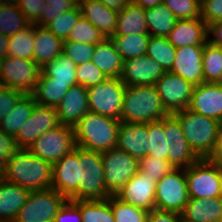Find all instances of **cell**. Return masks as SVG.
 I'll use <instances>...</instances> for the list:
<instances>
[{
	"instance_id": "5",
	"label": "cell",
	"mask_w": 222,
	"mask_h": 222,
	"mask_svg": "<svg viewBox=\"0 0 222 222\" xmlns=\"http://www.w3.org/2000/svg\"><path fill=\"white\" fill-rule=\"evenodd\" d=\"M78 160L79 190L69 200H105L110 197L106 190L101 153L78 146Z\"/></svg>"
},
{
	"instance_id": "57",
	"label": "cell",
	"mask_w": 222,
	"mask_h": 222,
	"mask_svg": "<svg viewBox=\"0 0 222 222\" xmlns=\"http://www.w3.org/2000/svg\"><path fill=\"white\" fill-rule=\"evenodd\" d=\"M103 4H105L108 8L113 10L121 11L130 0H99Z\"/></svg>"
},
{
	"instance_id": "60",
	"label": "cell",
	"mask_w": 222,
	"mask_h": 222,
	"mask_svg": "<svg viewBox=\"0 0 222 222\" xmlns=\"http://www.w3.org/2000/svg\"><path fill=\"white\" fill-rule=\"evenodd\" d=\"M179 222H193L192 220L187 219L182 214L179 213Z\"/></svg>"
},
{
	"instance_id": "46",
	"label": "cell",
	"mask_w": 222,
	"mask_h": 222,
	"mask_svg": "<svg viewBox=\"0 0 222 222\" xmlns=\"http://www.w3.org/2000/svg\"><path fill=\"white\" fill-rule=\"evenodd\" d=\"M95 45L76 41H63L62 53L69 57L77 66L91 61Z\"/></svg>"
},
{
	"instance_id": "37",
	"label": "cell",
	"mask_w": 222,
	"mask_h": 222,
	"mask_svg": "<svg viewBox=\"0 0 222 222\" xmlns=\"http://www.w3.org/2000/svg\"><path fill=\"white\" fill-rule=\"evenodd\" d=\"M202 63L204 83H222L221 46L208 41L204 45Z\"/></svg>"
},
{
	"instance_id": "4",
	"label": "cell",
	"mask_w": 222,
	"mask_h": 222,
	"mask_svg": "<svg viewBox=\"0 0 222 222\" xmlns=\"http://www.w3.org/2000/svg\"><path fill=\"white\" fill-rule=\"evenodd\" d=\"M181 124L183 134L194 153L201 158H208L214 149L219 127L217 120L184 109L173 113Z\"/></svg>"
},
{
	"instance_id": "49",
	"label": "cell",
	"mask_w": 222,
	"mask_h": 222,
	"mask_svg": "<svg viewBox=\"0 0 222 222\" xmlns=\"http://www.w3.org/2000/svg\"><path fill=\"white\" fill-rule=\"evenodd\" d=\"M30 24H37L43 18L45 0H13Z\"/></svg>"
},
{
	"instance_id": "9",
	"label": "cell",
	"mask_w": 222,
	"mask_h": 222,
	"mask_svg": "<svg viewBox=\"0 0 222 222\" xmlns=\"http://www.w3.org/2000/svg\"><path fill=\"white\" fill-rule=\"evenodd\" d=\"M106 190L115 195L139 170V160L117 147L101 153Z\"/></svg>"
},
{
	"instance_id": "44",
	"label": "cell",
	"mask_w": 222,
	"mask_h": 222,
	"mask_svg": "<svg viewBox=\"0 0 222 222\" xmlns=\"http://www.w3.org/2000/svg\"><path fill=\"white\" fill-rule=\"evenodd\" d=\"M177 19L201 18V0H163Z\"/></svg>"
},
{
	"instance_id": "53",
	"label": "cell",
	"mask_w": 222,
	"mask_h": 222,
	"mask_svg": "<svg viewBox=\"0 0 222 222\" xmlns=\"http://www.w3.org/2000/svg\"><path fill=\"white\" fill-rule=\"evenodd\" d=\"M17 149L14 137L0 129V164L4 166Z\"/></svg>"
},
{
	"instance_id": "24",
	"label": "cell",
	"mask_w": 222,
	"mask_h": 222,
	"mask_svg": "<svg viewBox=\"0 0 222 222\" xmlns=\"http://www.w3.org/2000/svg\"><path fill=\"white\" fill-rule=\"evenodd\" d=\"M147 123L120 122L116 147L140 160L147 156Z\"/></svg>"
},
{
	"instance_id": "27",
	"label": "cell",
	"mask_w": 222,
	"mask_h": 222,
	"mask_svg": "<svg viewBox=\"0 0 222 222\" xmlns=\"http://www.w3.org/2000/svg\"><path fill=\"white\" fill-rule=\"evenodd\" d=\"M222 213V197L189 198L183 212L193 222H218Z\"/></svg>"
},
{
	"instance_id": "20",
	"label": "cell",
	"mask_w": 222,
	"mask_h": 222,
	"mask_svg": "<svg viewBox=\"0 0 222 222\" xmlns=\"http://www.w3.org/2000/svg\"><path fill=\"white\" fill-rule=\"evenodd\" d=\"M203 49L204 45L176 48V56L170 72L180 75L194 86L204 83Z\"/></svg>"
},
{
	"instance_id": "41",
	"label": "cell",
	"mask_w": 222,
	"mask_h": 222,
	"mask_svg": "<svg viewBox=\"0 0 222 222\" xmlns=\"http://www.w3.org/2000/svg\"><path fill=\"white\" fill-rule=\"evenodd\" d=\"M81 16L80 7L77 5L75 8L60 14L56 19L47 23L45 27L56 37H59L62 41H66L72 28Z\"/></svg>"
},
{
	"instance_id": "45",
	"label": "cell",
	"mask_w": 222,
	"mask_h": 222,
	"mask_svg": "<svg viewBox=\"0 0 222 222\" xmlns=\"http://www.w3.org/2000/svg\"><path fill=\"white\" fill-rule=\"evenodd\" d=\"M175 168L168 161L160 158L145 156L139 160V170L146 176L160 180L164 175L169 174Z\"/></svg>"
},
{
	"instance_id": "3",
	"label": "cell",
	"mask_w": 222,
	"mask_h": 222,
	"mask_svg": "<svg viewBox=\"0 0 222 222\" xmlns=\"http://www.w3.org/2000/svg\"><path fill=\"white\" fill-rule=\"evenodd\" d=\"M168 115L154 85H126L121 121L137 124L149 123L160 121Z\"/></svg>"
},
{
	"instance_id": "19",
	"label": "cell",
	"mask_w": 222,
	"mask_h": 222,
	"mask_svg": "<svg viewBox=\"0 0 222 222\" xmlns=\"http://www.w3.org/2000/svg\"><path fill=\"white\" fill-rule=\"evenodd\" d=\"M187 109L222 123V83H201L194 86Z\"/></svg>"
},
{
	"instance_id": "7",
	"label": "cell",
	"mask_w": 222,
	"mask_h": 222,
	"mask_svg": "<svg viewBox=\"0 0 222 222\" xmlns=\"http://www.w3.org/2000/svg\"><path fill=\"white\" fill-rule=\"evenodd\" d=\"M67 199L52 188L30 191L15 222H54L59 209Z\"/></svg>"
},
{
	"instance_id": "31",
	"label": "cell",
	"mask_w": 222,
	"mask_h": 222,
	"mask_svg": "<svg viewBox=\"0 0 222 222\" xmlns=\"http://www.w3.org/2000/svg\"><path fill=\"white\" fill-rule=\"evenodd\" d=\"M145 20L150 36L167 38L178 19L162 2L145 9Z\"/></svg>"
},
{
	"instance_id": "51",
	"label": "cell",
	"mask_w": 222,
	"mask_h": 222,
	"mask_svg": "<svg viewBox=\"0 0 222 222\" xmlns=\"http://www.w3.org/2000/svg\"><path fill=\"white\" fill-rule=\"evenodd\" d=\"M23 95L21 91L0 86V122Z\"/></svg>"
},
{
	"instance_id": "62",
	"label": "cell",
	"mask_w": 222,
	"mask_h": 222,
	"mask_svg": "<svg viewBox=\"0 0 222 222\" xmlns=\"http://www.w3.org/2000/svg\"><path fill=\"white\" fill-rule=\"evenodd\" d=\"M3 165L2 164H0V181H2L3 180Z\"/></svg>"
},
{
	"instance_id": "17",
	"label": "cell",
	"mask_w": 222,
	"mask_h": 222,
	"mask_svg": "<svg viewBox=\"0 0 222 222\" xmlns=\"http://www.w3.org/2000/svg\"><path fill=\"white\" fill-rule=\"evenodd\" d=\"M157 181L140 170L114 195L124 203L151 211L155 209Z\"/></svg>"
},
{
	"instance_id": "40",
	"label": "cell",
	"mask_w": 222,
	"mask_h": 222,
	"mask_svg": "<svg viewBox=\"0 0 222 222\" xmlns=\"http://www.w3.org/2000/svg\"><path fill=\"white\" fill-rule=\"evenodd\" d=\"M147 155L168 160L166 134L163 130V118L160 121L147 123Z\"/></svg>"
},
{
	"instance_id": "29",
	"label": "cell",
	"mask_w": 222,
	"mask_h": 222,
	"mask_svg": "<svg viewBox=\"0 0 222 222\" xmlns=\"http://www.w3.org/2000/svg\"><path fill=\"white\" fill-rule=\"evenodd\" d=\"M130 34H148L145 9L131 2L121 11H118L117 26L114 36Z\"/></svg>"
},
{
	"instance_id": "1",
	"label": "cell",
	"mask_w": 222,
	"mask_h": 222,
	"mask_svg": "<svg viewBox=\"0 0 222 222\" xmlns=\"http://www.w3.org/2000/svg\"><path fill=\"white\" fill-rule=\"evenodd\" d=\"M3 179L29 191L48 189L52 185V165L28 149L18 148L3 167Z\"/></svg>"
},
{
	"instance_id": "55",
	"label": "cell",
	"mask_w": 222,
	"mask_h": 222,
	"mask_svg": "<svg viewBox=\"0 0 222 222\" xmlns=\"http://www.w3.org/2000/svg\"><path fill=\"white\" fill-rule=\"evenodd\" d=\"M208 41L216 46H222V20L208 26Z\"/></svg>"
},
{
	"instance_id": "48",
	"label": "cell",
	"mask_w": 222,
	"mask_h": 222,
	"mask_svg": "<svg viewBox=\"0 0 222 222\" xmlns=\"http://www.w3.org/2000/svg\"><path fill=\"white\" fill-rule=\"evenodd\" d=\"M76 78L77 83L85 88L95 86L107 79L104 73L92 61L77 66Z\"/></svg>"
},
{
	"instance_id": "23",
	"label": "cell",
	"mask_w": 222,
	"mask_h": 222,
	"mask_svg": "<svg viewBox=\"0 0 222 222\" xmlns=\"http://www.w3.org/2000/svg\"><path fill=\"white\" fill-rule=\"evenodd\" d=\"M81 15L95 26L105 38L116 32L118 11L108 8L99 0H78Z\"/></svg>"
},
{
	"instance_id": "42",
	"label": "cell",
	"mask_w": 222,
	"mask_h": 222,
	"mask_svg": "<svg viewBox=\"0 0 222 222\" xmlns=\"http://www.w3.org/2000/svg\"><path fill=\"white\" fill-rule=\"evenodd\" d=\"M111 209L115 222H147L149 211L132 206L111 195Z\"/></svg>"
},
{
	"instance_id": "25",
	"label": "cell",
	"mask_w": 222,
	"mask_h": 222,
	"mask_svg": "<svg viewBox=\"0 0 222 222\" xmlns=\"http://www.w3.org/2000/svg\"><path fill=\"white\" fill-rule=\"evenodd\" d=\"M63 49V41L45 26L34 24L33 60L41 68L56 59Z\"/></svg>"
},
{
	"instance_id": "61",
	"label": "cell",
	"mask_w": 222,
	"mask_h": 222,
	"mask_svg": "<svg viewBox=\"0 0 222 222\" xmlns=\"http://www.w3.org/2000/svg\"><path fill=\"white\" fill-rule=\"evenodd\" d=\"M219 172H220V179H221V190H222V164H218Z\"/></svg>"
},
{
	"instance_id": "56",
	"label": "cell",
	"mask_w": 222,
	"mask_h": 222,
	"mask_svg": "<svg viewBox=\"0 0 222 222\" xmlns=\"http://www.w3.org/2000/svg\"><path fill=\"white\" fill-rule=\"evenodd\" d=\"M207 159L213 163L222 164V123L219 127L214 149Z\"/></svg>"
},
{
	"instance_id": "34",
	"label": "cell",
	"mask_w": 222,
	"mask_h": 222,
	"mask_svg": "<svg viewBox=\"0 0 222 222\" xmlns=\"http://www.w3.org/2000/svg\"><path fill=\"white\" fill-rule=\"evenodd\" d=\"M30 25L13 0H0V33L11 36Z\"/></svg>"
},
{
	"instance_id": "33",
	"label": "cell",
	"mask_w": 222,
	"mask_h": 222,
	"mask_svg": "<svg viewBox=\"0 0 222 222\" xmlns=\"http://www.w3.org/2000/svg\"><path fill=\"white\" fill-rule=\"evenodd\" d=\"M77 65L63 53L56 59L41 67L40 76L52 78V82L67 83L69 87L78 84L76 78Z\"/></svg>"
},
{
	"instance_id": "13",
	"label": "cell",
	"mask_w": 222,
	"mask_h": 222,
	"mask_svg": "<svg viewBox=\"0 0 222 222\" xmlns=\"http://www.w3.org/2000/svg\"><path fill=\"white\" fill-rule=\"evenodd\" d=\"M154 86L169 114L188 108L194 85L180 75L166 71Z\"/></svg>"
},
{
	"instance_id": "59",
	"label": "cell",
	"mask_w": 222,
	"mask_h": 222,
	"mask_svg": "<svg viewBox=\"0 0 222 222\" xmlns=\"http://www.w3.org/2000/svg\"><path fill=\"white\" fill-rule=\"evenodd\" d=\"M9 36L0 33V58L7 56Z\"/></svg>"
},
{
	"instance_id": "30",
	"label": "cell",
	"mask_w": 222,
	"mask_h": 222,
	"mask_svg": "<svg viewBox=\"0 0 222 222\" xmlns=\"http://www.w3.org/2000/svg\"><path fill=\"white\" fill-rule=\"evenodd\" d=\"M36 104L32 94H24L1 120L0 129L15 137L23 123L29 119Z\"/></svg>"
},
{
	"instance_id": "12",
	"label": "cell",
	"mask_w": 222,
	"mask_h": 222,
	"mask_svg": "<svg viewBox=\"0 0 222 222\" xmlns=\"http://www.w3.org/2000/svg\"><path fill=\"white\" fill-rule=\"evenodd\" d=\"M75 147L73 127L60 124L37 138L28 150L53 165Z\"/></svg>"
},
{
	"instance_id": "38",
	"label": "cell",
	"mask_w": 222,
	"mask_h": 222,
	"mask_svg": "<svg viewBox=\"0 0 222 222\" xmlns=\"http://www.w3.org/2000/svg\"><path fill=\"white\" fill-rule=\"evenodd\" d=\"M146 55L158 62L165 71H170L176 56V48L166 37L150 36Z\"/></svg>"
},
{
	"instance_id": "50",
	"label": "cell",
	"mask_w": 222,
	"mask_h": 222,
	"mask_svg": "<svg viewBox=\"0 0 222 222\" xmlns=\"http://www.w3.org/2000/svg\"><path fill=\"white\" fill-rule=\"evenodd\" d=\"M201 19L207 26L222 20V0H201Z\"/></svg>"
},
{
	"instance_id": "64",
	"label": "cell",
	"mask_w": 222,
	"mask_h": 222,
	"mask_svg": "<svg viewBox=\"0 0 222 222\" xmlns=\"http://www.w3.org/2000/svg\"><path fill=\"white\" fill-rule=\"evenodd\" d=\"M1 62H2V58H0V69H1ZM0 77H1V70H0Z\"/></svg>"
},
{
	"instance_id": "28",
	"label": "cell",
	"mask_w": 222,
	"mask_h": 222,
	"mask_svg": "<svg viewBox=\"0 0 222 222\" xmlns=\"http://www.w3.org/2000/svg\"><path fill=\"white\" fill-rule=\"evenodd\" d=\"M30 191L19 185L0 181V220H15Z\"/></svg>"
},
{
	"instance_id": "14",
	"label": "cell",
	"mask_w": 222,
	"mask_h": 222,
	"mask_svg": "<svg viewBox=\"0 0 222 222\" xmlns=\"http://www.w3.org/2000/svg\"><path fill=\"white\" fill-rule=\"evenodd\" d=\"M163 130L166 134L168 161L174 168H188L200 159L187 143L181 124L173 114L163 118Z\"/></svg>"
},
{
	"instance_id": "52",
	"label": "cell",
	"mask_w": 222,
	"mask_h": 222,
	"mask_svg": "<svg viewBox=\"0 0 222 222\" xmlns=\"http://www.w3.org/2000/svg\"><path fill=\"white\" fill-rule=\"evenodd\" d=\"M54 222H82L80 210L70 200H67L59 209Z\"/></svg>"
},
{
	"instance_id": "63",
	"label": "cell",
	"mask_w": 222,
	"mask_h": 222,
	"mask_svg": "<svg viewBox=\"0 0 222 222\" xmlns=\"http://www.w3.org/2000/svg\"><path fill=\"white\" fill-rule=\"evenodd\" d=\"M0 222H15V220H0Z\"/></svg>"
},
{
	"instance_id": "39",
	"label": "cell",
	"mask_w": 222,
	"mask_h": 222,
	"mask_svg": "<svg viewBox=\"0 0 222 222\" xmlns=\"http://www.w3.org/2000/svg\"><path fill=\"white\" fill-rule=\"evenodd\" d=\"M34 24L9 36L7 56L33 60Z\"/></svg>"
},
{
	"instance_id": "11",
	"label": "cell",
	"mask_w": 222,
	"mask_h": 222,
	"mask_svg": "<svg viewBox=\"0 0 222 222\" xmlns=\"http://www.w3.org/2000/svg\"><path fill=\"white\" fill-rule=\"evenodd\" d=\"M0 86L32 94L41 68L34 60L6 56L1 62Z\"/></svg>"
},
{
	"instance_id": "8",
	"label": "cell",
	"mask_w": 222,
	"mask_h": 222,
	"mask_svg": "<svg viewBox=\"0 0 222 222\" xmlns=\"http://www.w3.org/2000/svg\"><path fill=\"white\" fill-rule=\"evenodd\" d=\"M189 198L222 197L218 164L201 158L185 168Z\"/></svg>"
},
{
	"instance_id": "26",
	"label": "cell",
	"mask_w": 222,
	"mask_h": 222,
	"mask_svg": "<svg viewBox=\"0 0 222 222\" xmlns=\"http://www.w3.org/2000/svg\"><path fill=\"white\" fill-rule=\"evenodd\" d=\"M91 61L107 78H120L123 59L111 38H104L95 45Z\"/></svg>"
},
{
	"instance_id": "16",
	"label": "cell",
	"mask_w": 222,
	"mask_h": 222,
	"mask_svg": "<svg viewBox=\"0 0 222 222\" xmlns=\"http://www.w3.org/2000/svg\"><path fill=\"white\" fill-rule=\"evenodd\" d=\"M80 183V162L78 146L52 165L51 188L69 200L78 190Z\"/></svg>"
},
{
	"instance_id": "18",
	"label": "cell",
	"mask_w": 222,
	"mask_h": 222,
	"mask_svg": "<svg viewBox=\"0 0 222 222\" xmlns=\"http://www.w3.org/2000/svg\"><path fill=\"white\" fill-rule=\"evenodd\" d=\"M163 67L147 55L123 61L121 80L125 85H154L165 73Z\"/></svg>"
},
{
	"instance_id": "22",
	"label": "cell",
	"mask_w": 222,
	"mask_h": 222,
	"mask_svg": "<svg viewBox=\"0 0 222 222\" xmlns=\"http://www.w3.org/2000/svg\"><path fill=\"white\" fill-rule=\"evenodd\" d=\"M167 38L175 48L205 45L208 42V26L201 18L178 19Z\"/></svg>"
},
{
	"instance_id": "35",
	"label": "cell",
	"mask_w": 222,
	"mask_h": 222,
	"mask_svg": "<svg viewBox=\"0 0 222 222\" xmlns=\"http://www.w3.org/2000/svg\"><path fill=\"white\" fill-rule=\"evenodd\" d=\"M79 210L82 222H115L111 196L105 200H72Z\"/></svg>"
},
{
	"instance_id": "43",
	"label": "cell",
	"mask_w": 222,
	"mask_h": 222,
	"mask_svg": "<svg viewBox=\"0 0 222 222\" xmlns=\"http://www.w3.org/2000/svg\"><path fill=\"white\" fill-rule=\"evenodd\" d=\"M105 37L87 19L80 17L72 28L66 41H76L86 44L96 45Z\"/></svg>"
},
{
	"instance_id": "47",
	"label": "cell",
	"mask_w": 222,
	"mask_h": 222,
	"mask_svg": "<svg viewBox=\"0 0 222 222\" xmlns=\"http://www.w3.org/2000/svg\"><path fill=\"white\" fill-rule=\"evenodd\" d=\"M77 5L78 0H45L43 18L36 25L45 26L60 14L75 8Z\"/></svg>"
},
{
	"instance_id": "32",
	"label": "cell",
	"mask_w": 222,
	"mask_h": 222,
	"mask_svg": "<svg viewBox=\"0 0 222 222\" xmlns=\"http://www.w3.org/2000/svg\"><path fill=\"white\" fill-rule=\"evenodd\" d=\"M69 88L67 83L52 82L51 77L40 76L32 95L37 104L56 108Z\"/></svg>"
},
{
	"instance_id": "36",
	"label": "cell",
	"mask_w": 222,
	"mask_h": 222,
	"mask_svg": "<svg viewBox=\"0 0 222 222\" xmlns=\"http://www.w3.org/2000/svg\"><path fill=\"white\" fill-rule=\"evenodd\" d=\"M149 38V34H130L113 36L111 39L123 61H126L131 58L146 55Z\"/></svg>"
},
{
	"instance_id": "54",
	"label": "cell",
	"mask_w": 222,
	"mask_h": 222,
	"mask_svg": "<svg viewBox=\"0 0 222 222\" xmlns=\"http://www.w3.org/2000/svg\"><path fill=\"white\" fill-rule=\"evenodd\" d=\"M147 222H179V213L153 209L149 211Z\"/></svg>"
},
{
	"instance_id": "58",
	"label": "cell",
	"mask_w": 222,
	"mask_h": 222,
	"mask_svg": "<svg viewBox=\"0 0 222 222\" xmlns=\"http://www.w3.org/2000/svg\"><path fill=\"white\" fill-rule=\"evenodd\" d=\"M131 3L141 6L143 9L152 8L160 3L163 0H130Z\"/></svg>"
},
{
	"instance_id": "21",
	"label": "cell",
	"mask_w": 222,
	"mask_h": 222,
	"mask_svg": "<svg viewBox=\"0 0 222 222\" xmlns=\"http://www.w3.org/2000/svg\"><path fill=\"white\" fill-rule=\"evenodd\" d=\"M55 109L59 123L73 127L89 112L87 88L80 84L73 85Z\"/></svg>"
},
{
	"instance_id": "2",
	"label": "cell",
	"mask_w": 222,
	"mask_h": 222,
	"mask_svg": "<svg viewBox=\"0 0 222 222\" xmlns=\"http://www.w3.org/2000/svg\"><path fill=\"white\" fill-rule=\"evenodd\" d=\"M120 120L87 112L74 126L76 146L103 153L116 147Z\"/></svg>"
},
{
	"instance_id": "6",
	"label": "cell",
	"mask_w": 222,
	"mask_h": 222,
	"mask_svg": "<svg viewBox=\"0 0 222 222\" xmlns=\"http://www.w3.org/2000/svg\"><path fill=\"white\" fill-rule=\"evenodd\" d=\"M125 88L121 78H107L87 88L89 112L121 121Z\"/></svg>"
},
{
	"instance_id": "10",
	"label": "cell",
	"mask_w": 222,
	"mask_h": 222,
	"mask_svg": "<svg viewBox=\"0 0 222 222\" xmlns=\"http://www.w3.org/2000/svg\"><path fill=\"white\" fill-rule=\"evenodd\" d=\"M188 201L185 168H175L157 181L155 209L181 214Z\"/></svg>"
},
{
	"instance_id": "15",
	"label": "cell",
	"mask_w": 222,
	"mask_h": 222,
	"mask_svg": "<svg viewBox=\"0 0 222 222\" xmlns=\"http://www.w3.org/2000/svg\"><path fill=\"white\" fill-rule=\"evenodd\" d=\"M21 126L14 137L17 148L28 149L46 131L60 125L54 107L36 104L29 119Z\"/></svg>"
}]
</instances>
